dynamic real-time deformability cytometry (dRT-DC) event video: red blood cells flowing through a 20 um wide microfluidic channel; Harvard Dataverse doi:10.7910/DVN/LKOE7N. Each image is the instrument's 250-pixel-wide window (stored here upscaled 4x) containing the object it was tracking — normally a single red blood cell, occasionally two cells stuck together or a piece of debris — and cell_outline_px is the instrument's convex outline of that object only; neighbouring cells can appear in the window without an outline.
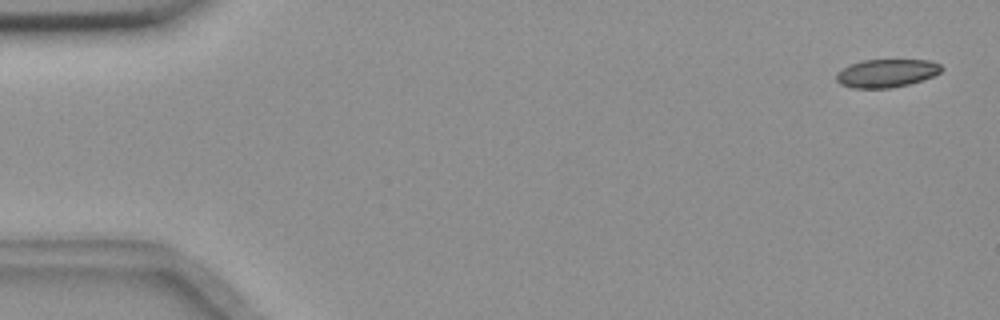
{"species": "common noctule bat (a hibernating species)", "species_latin": "Nyctalus noctula", "temperature_condition": "room temperature", "stored_images_in_passage": 5, "camera_frame_rate_fps": 3000, "um_per_image_px": 0.085, "animal": {"sex": "female", "body_mass_g": 18.4}, "frame": {"image": 1, "passage_image": 1, "time_ms": 0.0, "image_size_px": [1000, 320], "cell_outline_px": [[944, 68], [940, 72], [924, 80], [892, 88], [852, 88], [840, 84], [836, 80], [836, 72], [852, 64], [864, 60], [928, 60], [940, 64]], "centroid_in_image_um": [75.36, 6.23], "position_along_channel_um": 9.6, "area_um2": 17.22}}